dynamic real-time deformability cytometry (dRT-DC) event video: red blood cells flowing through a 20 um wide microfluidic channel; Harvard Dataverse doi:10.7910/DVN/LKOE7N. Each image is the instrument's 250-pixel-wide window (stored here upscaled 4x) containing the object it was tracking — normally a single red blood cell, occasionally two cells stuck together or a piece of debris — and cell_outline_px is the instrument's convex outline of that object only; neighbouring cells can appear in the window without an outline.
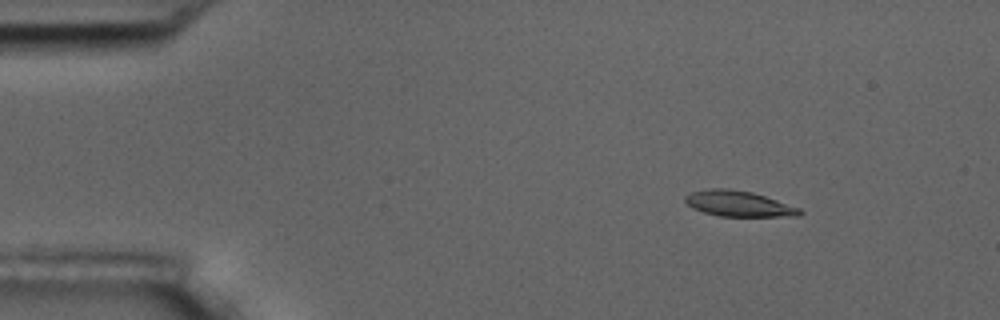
{"species": "common noctule bat (a hibernating species)", "species_latin": "Nyctalus noctula", "temperature_condition": "room temperature", "stored_images_in_passage": 7, "camera_frame_rate_fps": 3000, "um_per_image_px": 0.085, "animal": {"sex": "male", "body_mass_g": 17.5, "forearm_length_mm": 52.3}, "frame": {"image": 1, "passage_image": 3, "time_ms": 2.333, "image_size_px": [1000, 320], "cell_outline_px": [[804, 212], [800, 216], [720, 216], [704, 212], [692, 208], [684, 200], [684, 196], [692, 192], [712, 188], [728, 188], [752, 192], [800, 208]], "centroid_in_image_um": [62.78, 17.31], "position_along_channel_um": 22.2, "area_um2": 16.99}}
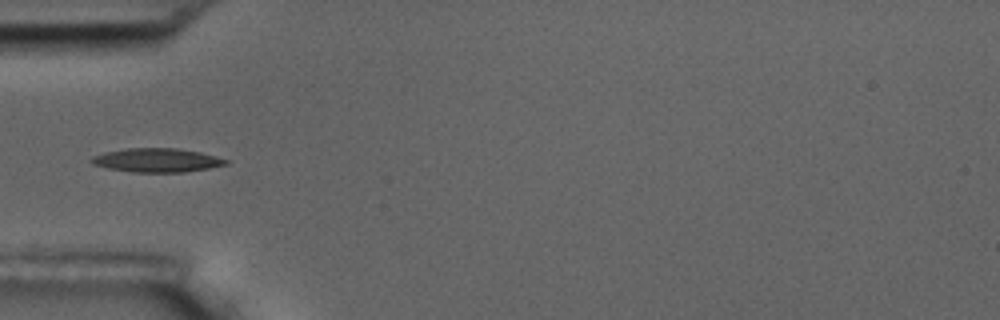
{"frame": {"image": 2, "passage_image": 6, "time_ms": 6.0, "image_size_px": [1000, 320], "cell_outline_px": [[228, 164], [208, 168], [184, 172], [132, 172], [108, 168], [92, 164], [88, 160], [92, 156], [104, 152], [128, 148], [176, 148], [200, 152], [216, 156], [228, 160]], "centroid_in_image_um": [13.3, 13.61], "position_along_channel_um": 71.7, "area_um2": 18.67}}